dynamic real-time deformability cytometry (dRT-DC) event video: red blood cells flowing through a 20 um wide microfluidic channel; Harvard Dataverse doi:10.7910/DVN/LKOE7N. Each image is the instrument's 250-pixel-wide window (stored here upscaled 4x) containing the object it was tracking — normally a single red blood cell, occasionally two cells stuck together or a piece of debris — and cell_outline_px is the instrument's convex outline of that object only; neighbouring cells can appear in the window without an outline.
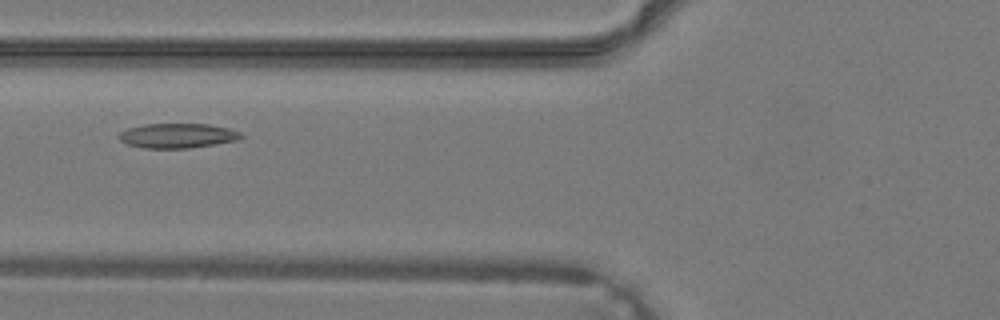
{"species": "common noctule bat (a hibernating species)", "species_latin": "Nyctalus noctula", "temperature_condition": "warm", "stored_images_in_passage": 35, "camera_frame_rate_fps": 3000, "um_per_image_px": 0.085, "animal": {"sex": "male", "body_mass_g": 19.2, "forearm_length_mm": 51.8}, "frame": {"image": 1, "passage_image": 12, "time_ms": 3.667, "image_size_px": [1000, 320], "cell_outline_px": [[244, 136], [240, 140], [188, 148], [144, 148], [128, 144], [120, 140], [116, 136], [120, 132], [128, 128], [144, 124], [208, 124], [228, 128], [240, 132]], "centroid_in_image_um": [15.09, 11.53], "position_along_channel_um": 110.7, "area_um2": 17.57}}
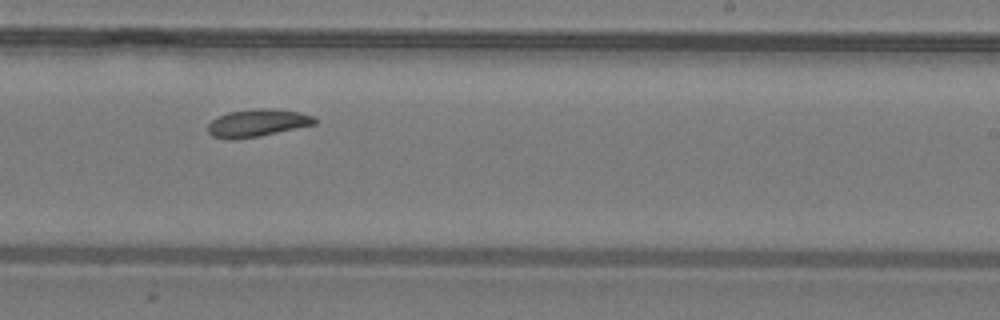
{"frame": {"image": 2, "passage_image": 21, "time_ms": 6.667, "image_size_px": [1000, 320], "cell_outline_px": [[316, 124], [236, 140], [232, 140], [212, 136], [208, 132], [208, 124], [216, 116], [228, 112], [252, 108], [272, 108], [300, 112], [312, 116], [316, 120]], "centroid_in_image_um": [21.83, 10.43], "position_along_channel_um": 267.2, "area_um2": 17.11}}
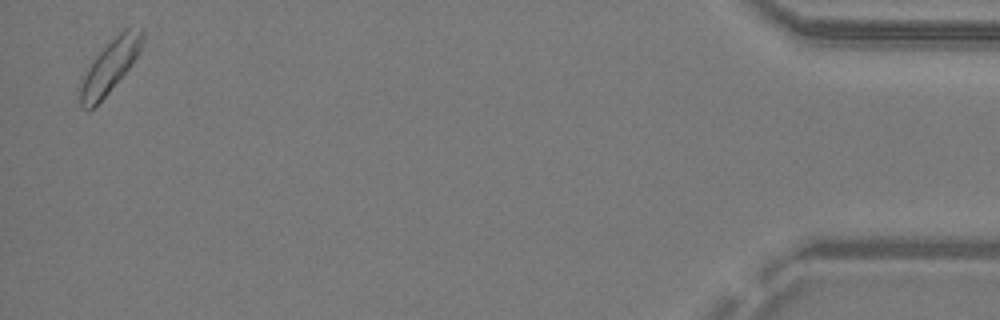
{"frame": {"image": 3, "passage_image": 35, "time_ms": 11.333, "image_size_px": [1000, 320], "cell_outline_px": [[144, 36], [140, 48], [132, 64], [108, 92], [88, 112], [80, 108], [76, 88], [84, 68], [124, 28], [144, 28]], "centroid_in_image_um": [9.22, 5.71], "position_along_channel_um": 426.0, "area_um2": 19.48}}